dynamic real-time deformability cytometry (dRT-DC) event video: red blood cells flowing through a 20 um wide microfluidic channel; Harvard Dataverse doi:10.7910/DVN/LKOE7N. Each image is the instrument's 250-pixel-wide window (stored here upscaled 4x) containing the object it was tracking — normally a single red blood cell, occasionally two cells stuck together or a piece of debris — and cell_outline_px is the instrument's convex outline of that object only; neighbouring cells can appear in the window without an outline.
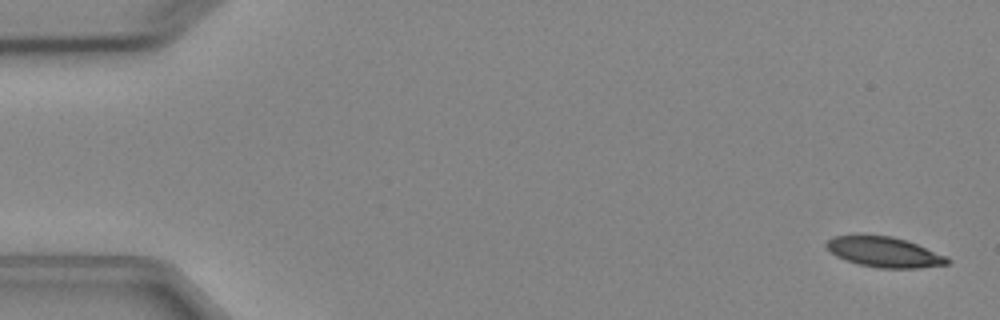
{"species": "Egyptian fruit bat (a non-hibernating species)", "species_latin": "Rousettus aegyptiacus", "temperature_condition": "cold", "stored_images_in_passage": 5, "camera_frame_rate_fps": 3000, "um_per_image_px": 0.085, "animal": {"sex": "female"}, "frame": {"image": 1, "passage_image": 1, "time_ms": 0.0, "image_size_px": [1000, 320], "cell_outline_px": [[952, 260], [948, 264], [920, 268], [880, 268], [860, 264], [836, 256], [824, 244], [832, 236], [860, 232], [892, 236], [908, 240], [944, 256]], "centroid_in_image_um": [75.11, 21.37], "position_along_channel_um": 9.9, "area_um2": 21.79}}
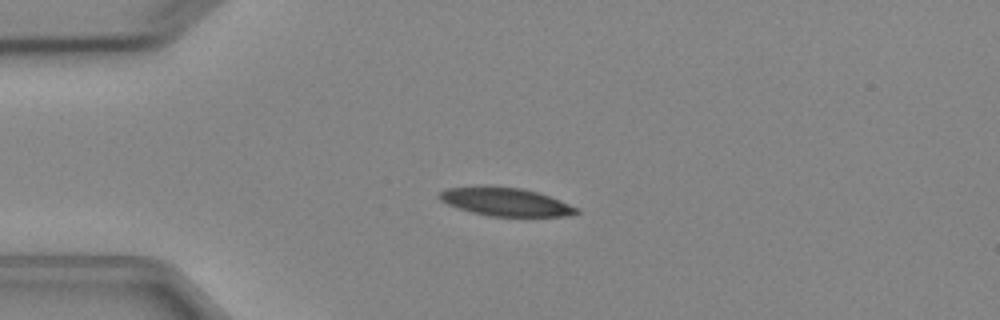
{"frame": {"image": 2, "passage_image": 4, "time_ms": 3.667, "image_size_px": [1000, 320], "cell_outline_px": [[580, 212], [568, 216], [488, 216], [472, 212], [448, 204], [440, 200], [436, 196], [444, 188], [484, 184], [520, 188], [536, 192], [560, 200], [580, 208]], "centroid_in_image_um": [42.93, 17.13], "position_along_channel_um": 42.1, "area_um2": 22.95}}